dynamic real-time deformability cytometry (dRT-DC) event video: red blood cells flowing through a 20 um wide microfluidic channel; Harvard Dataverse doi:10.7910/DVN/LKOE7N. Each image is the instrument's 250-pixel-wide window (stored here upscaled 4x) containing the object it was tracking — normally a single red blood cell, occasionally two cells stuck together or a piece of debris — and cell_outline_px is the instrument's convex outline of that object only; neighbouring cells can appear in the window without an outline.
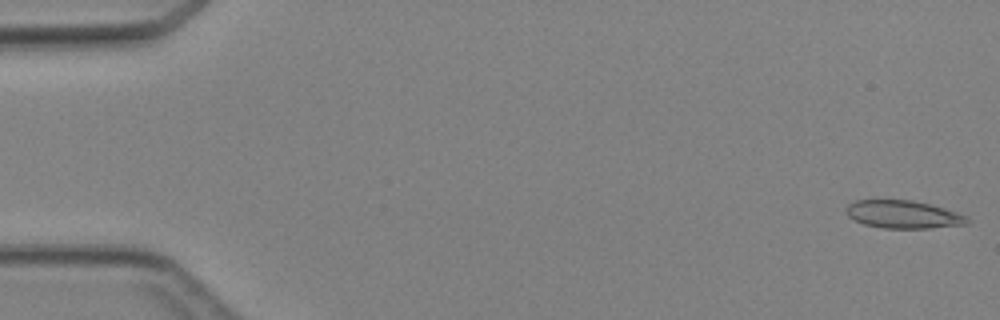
{"species": "Egyptian fruit bat (a non-hibernating species)", "species_latin": "Rousettus aegyptiacus", "temperature_condition": "cold", "stored_images_in_passage": 4, "camera_frame_rate_fps": 3000, "um_per_image_px": 0.085, "animal": {"sex": "female"}, "frame": {"image": 1, "passage_image": 1, "time_ms": 0.0, "image_size_px": [1000, 320], "cell_outline_px": [[968, 224], [928, 228], [884, 228], [864, 224], [848, 216], [844, 208], [848, 204], [856, 200], [912, 200], [944, 208], [968, 216]], "centroid_in_image_um": [76.76, 18.22], "position_along_channel_um": 8.2, "area_um2": 19.54}}
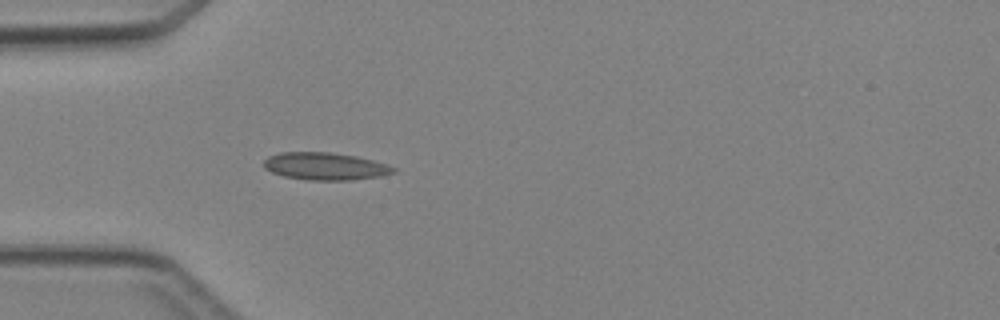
{"frame": {"image": 2, "passage_image": 4, "time_ms": 4.333, "image_size_px": [1000, 320], "cell_outline_px": [[396, 172], [380, 176], [352, 180], [308, 180], [284, 176], [272, 172], [264, 168], [264, 160], [268, 156], [280, 152], [328, 152], [356, 156], [388, 164], [396, 168]], "centroid_in_image_um": [27.64, 14.13], "position_along_channel_um": 57.4, "area_um2": 20.75}}